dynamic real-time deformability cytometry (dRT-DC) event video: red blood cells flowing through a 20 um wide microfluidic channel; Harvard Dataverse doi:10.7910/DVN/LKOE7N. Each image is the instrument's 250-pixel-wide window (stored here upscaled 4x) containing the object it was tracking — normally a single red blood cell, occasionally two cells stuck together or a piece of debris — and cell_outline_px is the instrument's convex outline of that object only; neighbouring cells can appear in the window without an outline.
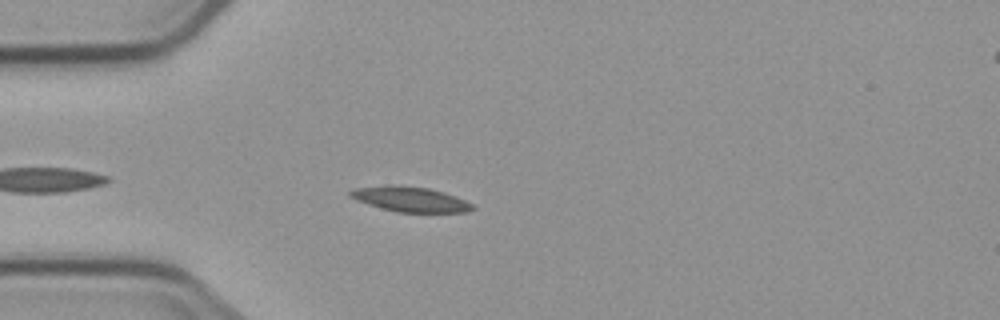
{"species": "common noctule bat (a hibernating species)", "species_latin": "Nyctalus noctula", "temperature_condition": "cold", "stored_images_in_passage": 4, "camera_frame_rate_fps": 3000, "um_per_image_px": 0.085, "animal": {"sex": "male", "body_mass_g": 23.1, "forearm_length_mm": 52.7}, "frame": {"image": 1, "passage_image": 4, "time_ms": 4.0, "image_size_px": [1000, 320], "cell_outline_px": [[476, 208], [468, 212], [396, 212], [380, 208], [356, 200], [348, 196], [348, 192], [356, 188], [428, 188], [444, 192], [456, 196], [472, 204]], "centroid_in_image_um": [34.95, 17.0], "position_along_channel_um": 50.0, "area_um2": 16.88}}